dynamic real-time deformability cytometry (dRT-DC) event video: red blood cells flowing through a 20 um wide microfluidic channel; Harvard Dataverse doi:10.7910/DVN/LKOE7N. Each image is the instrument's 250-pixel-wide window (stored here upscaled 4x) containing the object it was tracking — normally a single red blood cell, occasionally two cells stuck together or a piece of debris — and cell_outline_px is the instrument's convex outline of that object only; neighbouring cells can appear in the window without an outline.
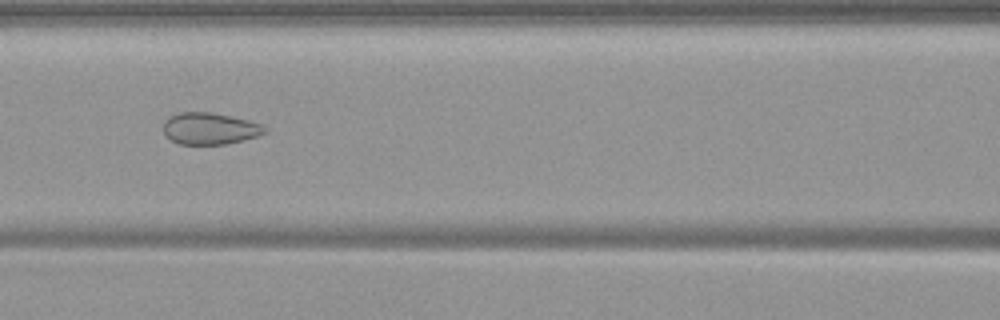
{"species": "common noctule bat (a hibernating species)", "species_latin": "Nyctalus noctula", "temperature_condition": "warm", "stored_images_in_passage": 51, "segment_of_instrument_passage": [1, 2], "camera_frame_rate_fps": 3000, "um_per_image_px": 0.085, "animal": {"sex": "female", "body_mass_g": 19.9}, "frame": {"image": 1, "passage_image": 20, "time_ms": 6.333, "image_size_px": [1000, 320], "cell_outline_px": [[268, 132], [260, 136], [244, 140], [224, 144], [180, 144], [172, 140], [164, 132], [164, 120], [168, 116], [180, 112], [212, 112], [248, 120], [260, 124]], "centroid_in_image_um": [17.84, 10.92], "position_along_channel_um": 148.8, "area_um2": 18.73}}
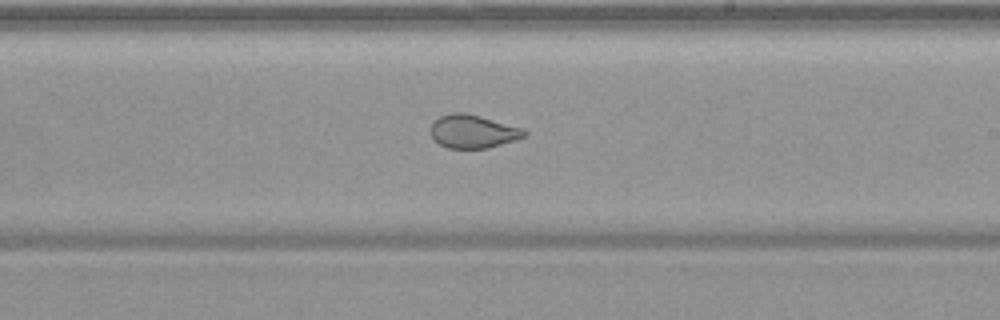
{"frame": {"image": 2, "passage_image": 28, "time_ms": 9.0, "image_size_px": [1000, 320], "cell_outline_px": [[528, 136], [488, 148], [448, 148], [440, 144], [432, 136], [432, 124], [440, 116], [452, 112], [464, 112], [480, 116], [520, 128], [528, 132]], "centroid_in_image_um": [40.22, 11.17], "position_along_channel_um": 248.8, "area_um2": 17.86}}
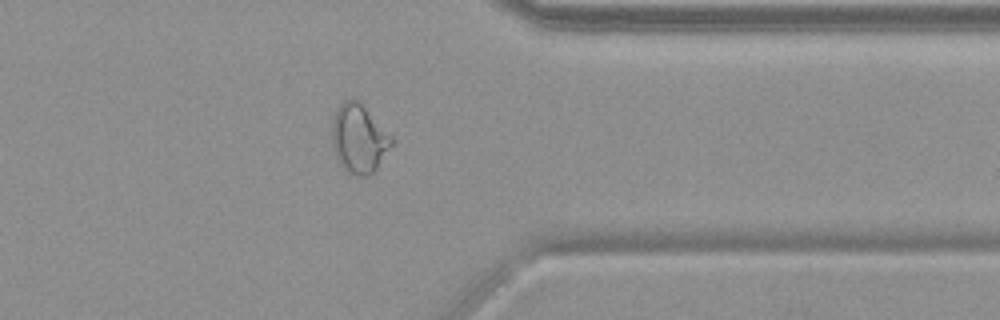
{"frame": {"image": 3, "passage_image": 39, "time_ms": 12.667, "image_size_px": [1000, 320], "cell_outline_px": [[392, 144], [376, 168], [368, 176], [356, 176], [348, 172], [340, 164], [336, 156], [332, 144], [332, 124], [336, 112], [340, 104], [344, 100], [360, 100], [392, 136]], "centroid_in_image_um": [30.5, 11.77], "position_along_channel_um": 380.9, "area_um2": 23.64}}